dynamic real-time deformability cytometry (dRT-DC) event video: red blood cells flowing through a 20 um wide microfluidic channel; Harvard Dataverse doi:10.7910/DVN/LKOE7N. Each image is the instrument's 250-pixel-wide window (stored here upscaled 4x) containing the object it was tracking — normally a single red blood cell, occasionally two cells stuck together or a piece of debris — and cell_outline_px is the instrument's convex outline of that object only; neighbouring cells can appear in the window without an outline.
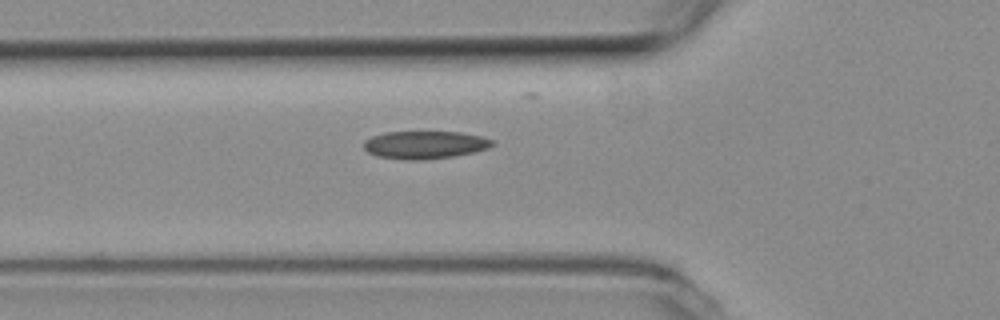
{"species": "common noctule bat (a hibernating species)", "species_latin": "Nyctalus noctula", "temperature_condition": "room temperature", "stored_images_in_passage": 35, "camera_frame_rate_fps": 3000, "um_per_image_px": 0.085, "animal": {"sex": "female", "body_mass_g": 19.3, "forearm_length_mm": 54.1}, "frame": {"image": 1, "passage_image": 10, "time_ms": 3.0, "image_size_px": [1000, 320], "cell_outline_px": [[496, 144], [488, 148], [472, 152], [452, 156], [420, 160], [408, 160], [376, 156], [368, 152], [364, 148], [364, 140], [372, 136], [384, 132], [460, 132], [480, 136], [492, 140]], "centroid_in_image_um": [36.08, 12.3], "position_along_channel_um": 89.7, "area_um2": 20.69}}
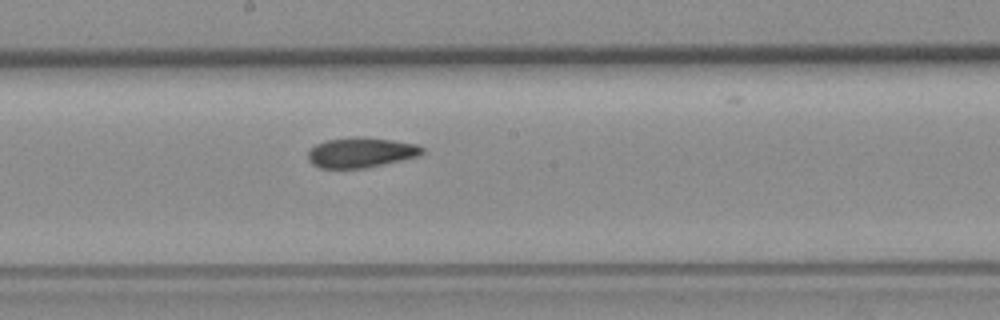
{"frame": {"image": 2, "passage_image": 20, "time_ms": 6.333, "image_size_px": [1000, 320], "cell_outline_px": [[424, 152], [416, 156], [400, 160], [364, 168], [320, 168], [312, 164], [308, 160], [308, 152], [316, 144], [324, 140], [352, 136], [360, 136], [392, 140], [416, 144], [424, 148]], "centroid_in_image_um": [30.63, 12.95], "position_along_channel_um": 217.6, "area_um2": 20.0}}
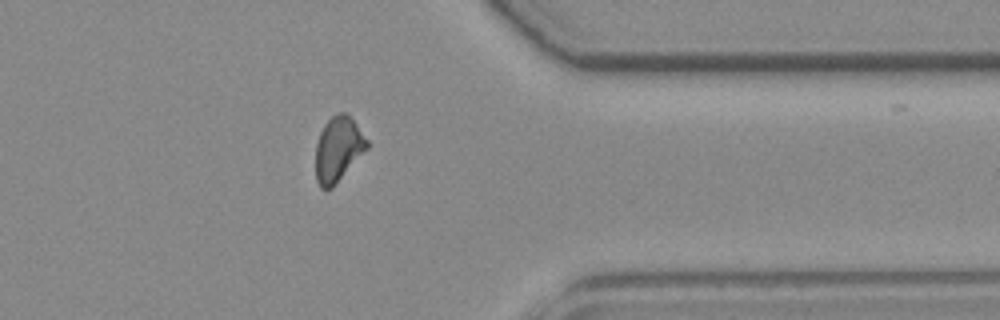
{"frame": {"image": 3, "passage_image": 34, "time_ms": 11.0, "image_size_px": [1000, 320], "cell_outline_px": [[368, 148], [332, 188], [320, 188], [316, 180], [316, 144], [320, 132], [324, 124], [332, 116], [340, 112], [348, 112], [368, 140]], "centroid_in_image_um": [28.75, 12.65], "position_along_channel_um": 382.7, "area_um2": 19.42}}